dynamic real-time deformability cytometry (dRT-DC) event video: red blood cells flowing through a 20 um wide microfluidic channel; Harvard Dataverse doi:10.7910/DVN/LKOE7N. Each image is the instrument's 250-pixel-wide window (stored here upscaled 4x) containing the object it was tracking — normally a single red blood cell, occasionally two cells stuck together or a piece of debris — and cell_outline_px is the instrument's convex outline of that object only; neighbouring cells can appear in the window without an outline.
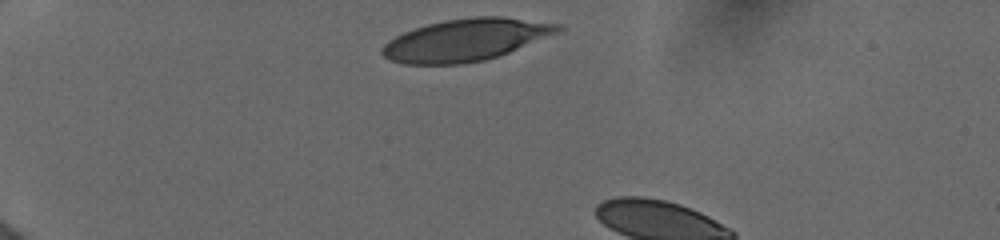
{"species": "human", "species_latin": "Homo sapiens", "temperature_condition": "cold", "stored_images_in_passage": 3, "camera_frame_rate_fps": 3000, "um_per_image_px": 0.085, "donor": {"sex": "female"}, "frame": {"image": 1, "passage_image": 1, "time_ms": 0.0, "image_size_px": [1000, 240], "cell_outline_px": [[564, 28], [560, 32], [500, 56], [484, 60], [460, 64], [404, 64], [388, 60], [380, 52], [380, 48], [388, 40], [412, 28], [444, 20], [472, 16], [500, 16], [564, 24]], "centroid_in_image_um": [39.6, 3.38], "position_along_channel_um": 45.4, "area_um2": 43.58}}